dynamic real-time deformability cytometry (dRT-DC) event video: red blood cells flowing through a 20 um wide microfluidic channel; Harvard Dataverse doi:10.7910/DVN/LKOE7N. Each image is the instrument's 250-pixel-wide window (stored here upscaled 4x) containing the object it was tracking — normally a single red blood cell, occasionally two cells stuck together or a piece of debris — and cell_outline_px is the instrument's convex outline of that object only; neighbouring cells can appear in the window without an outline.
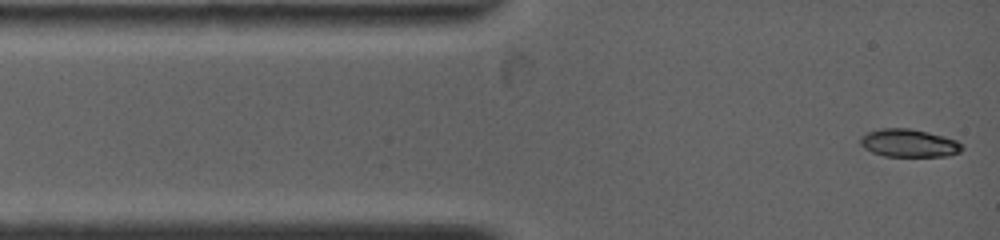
{"species": "common noctule bat (a hibernating species)", "species_latin": "Nyctalus noctula", "temperature_condition": "warm", "stored_images_in_passage": 57, "camera_frame_rate_fps": 4500, "um_per_image_px": 0.085, "animal": {"sex": "female", "body_mass_g": 19.0, "forearm_length_mm": 53.3}, "frame": {"image": 1, "passage_image": 1, "time_ms": 0.0, "image_size_px": [1000, 240], "cell_outline_px": [[964, 148], [960, 152], [948, 156], [884, 156], [872, 152], [864, 148], [860, 144], [860, 136], [868, 132], [880, 128], [908, 128], [928, 132], [944, 136], [956, 140]], "centroid_in_image_um": [77.24, 12.16], "position_along_channel_um": 7.8, "area_um2": 16.59}}
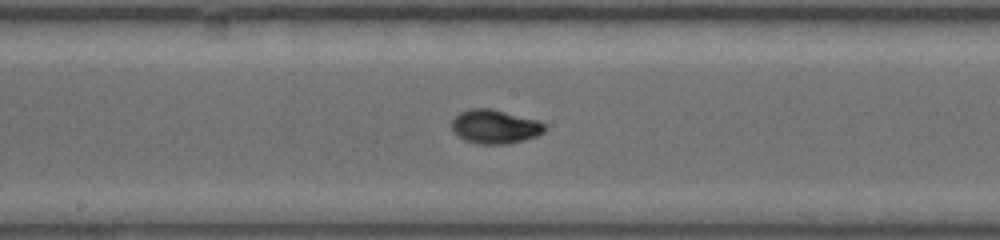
{"frame": {"image": 2, "passage_image": 32, "time_ms": 6.222, "image_size_px": [1000, 240], "cell_outline_px": [[548, 128], [544, 132], [536, 136], [524, 140], [508, 144], [480, 144], [464, 140], [452, 132], [452, 120], [460, 112], [472, 108], [492, 108], [540, 120]], "centroid_in_image_um": [42.09, 10.76], "position_along_channel_um": 206.1, "area_um2": 18.67}}
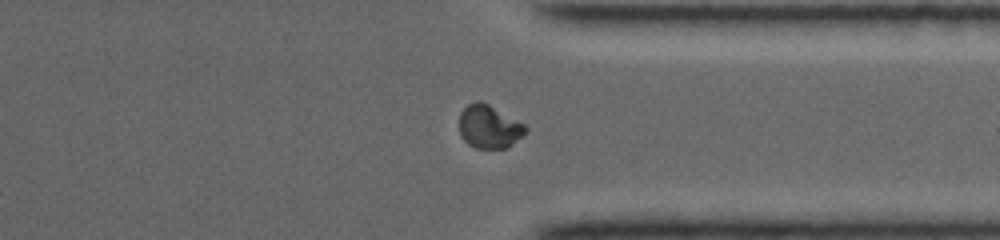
{"frame": {"image": 3, "passage_image": 57, "time_ms": 10.444, "image_size_px": [1000, 240], "cell_outline_px": [[528, 128], [508, 148], [476, 148], [468, 144], [460, 136], [460, 112], [468, 104], [476, 100], [480, 100], [488, 104], [524, 124]], "centroid_in_image_um": [41.54, 10.76], "position_along_channel_um": 369.9, "area_um2": 16.47}, "authors_computed_cell_mechanics": {"area_um2": 17.3978, "velocity_mm_per_s": 3.8953, "shape_relaxation_time_tau1_ms": 4.4853, "shape_relaxation_time_tau2_ms": null, "deformation_change_tau1": 0.2332, "deformation_change_tau2": null}}